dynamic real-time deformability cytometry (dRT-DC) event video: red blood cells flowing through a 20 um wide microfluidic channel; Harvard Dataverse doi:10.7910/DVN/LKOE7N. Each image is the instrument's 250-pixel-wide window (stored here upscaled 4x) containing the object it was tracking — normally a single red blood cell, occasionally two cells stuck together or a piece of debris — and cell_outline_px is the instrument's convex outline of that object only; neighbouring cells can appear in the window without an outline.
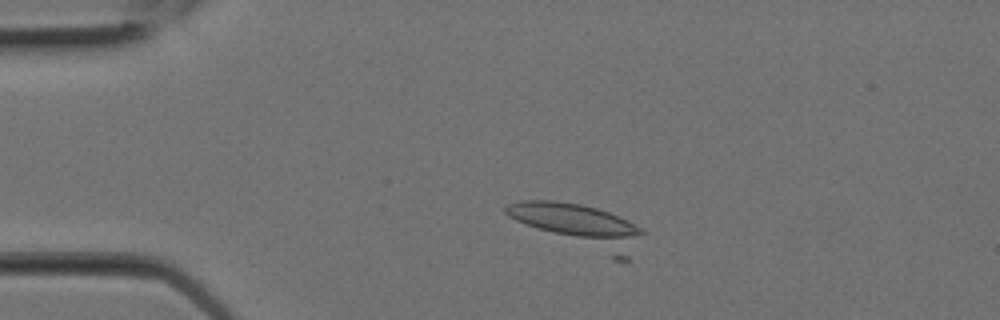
{"species": "Egyptian fruit bat (a non-hibernating species)", "species_latin": "Rousettus aegyptiacus", "temperature_condition": "room temperature", "stored_images_in_passage": 7, "camera_frame_rate_fps": 3000, "um_per_image_px": 0.085, "animal": {"sex": "female"}, "frame": {"image": 1, "passage_image": 5, "time_ms": 1.333, "image_size_px": [1000, 320], "cell_outline_px": [[648, 232], [628, 260], [612, 260], [524, 224], [508, 216], [504, 212], [504, 208], [508, 204], [520, 200], [556, 200], [580, 204], [596, 208], [608, 212]], "centroid_in_image_um": [49.31, 19.24], "position_along_channel_um": 35.7, "area_um2": 34.39}}